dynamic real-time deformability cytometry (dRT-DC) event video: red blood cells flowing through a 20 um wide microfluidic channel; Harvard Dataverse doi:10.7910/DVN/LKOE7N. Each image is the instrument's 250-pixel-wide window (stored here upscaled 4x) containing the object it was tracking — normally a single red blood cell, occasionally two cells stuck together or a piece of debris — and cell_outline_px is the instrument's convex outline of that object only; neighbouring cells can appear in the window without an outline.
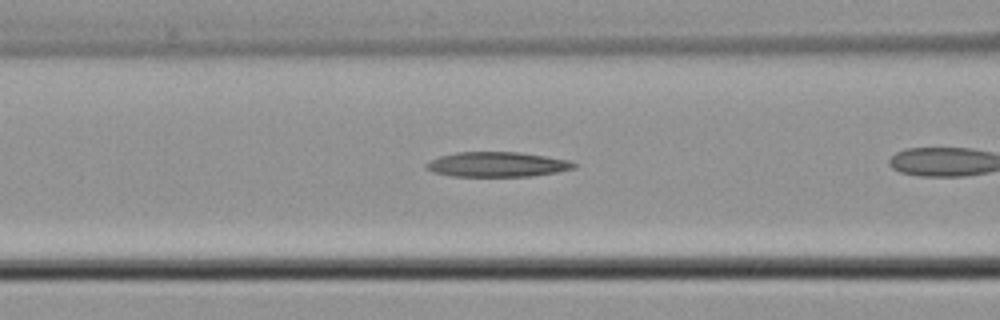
{"species": "common noctule bat (a hibernating species)", "species_latin": "Nyctalus noctula", "temperature_condition": "cold", "stored_images_in_passage": 20, "camera_frame_rate_fps": 3000, "um_per_image_px": 0.085, "animal": {"sex": "male", "body_mass_g": 21.5, "forearm_length_mm": 52.0}, "frame": {"image": 1, "passage_image": 4, "time_ms": 1.0, "image_size_px": [1000, 320], "cell_outline_px": [[576, 168], [556, 172], [532, 176], [452, 176], [432, 172], [424, 168], [424, 164], [440, 156], [456, 152], [520, 152], [572, 160], [576, 164]], "centroid_in_image_um": [42.27, 13.97], "position_along_channel_um": 124.3, "area_um2": 21.56}}